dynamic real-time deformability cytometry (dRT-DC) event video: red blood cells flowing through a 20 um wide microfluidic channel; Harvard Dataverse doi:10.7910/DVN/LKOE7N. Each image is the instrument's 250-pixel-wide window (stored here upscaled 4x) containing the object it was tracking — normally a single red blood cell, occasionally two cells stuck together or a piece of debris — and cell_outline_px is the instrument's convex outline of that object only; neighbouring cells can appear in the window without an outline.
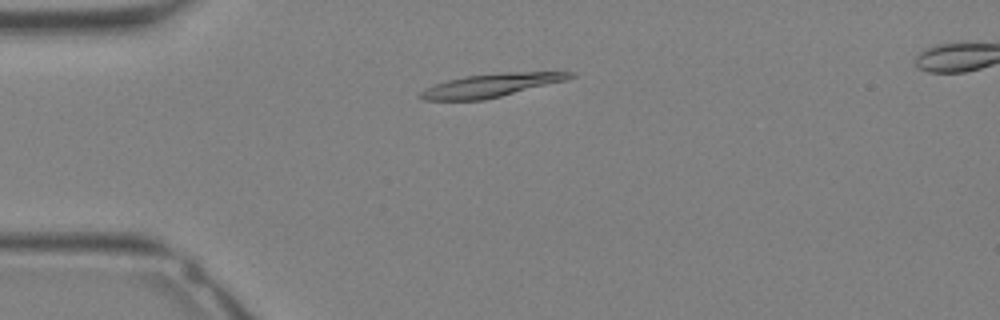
{"species": "Egyptian fruit bat (a non-hibernating species)", "species_latin": "Rousettus aegyptiacus", "temperature_condition": "warm", "stored_images_in_passage": 29, "camera_frame_rate_fps": 3000, "um_per_image_px": 0.085, "animal": {"sex": "female"}, "frame": {"image": 1, "passage_image": 5, "time_ms": 1.333, "image_size_px": [1000, 320], "cell_outline_px": [[576, 76], [564, 80], [484, 100], [424, 100], [420, 96], [420, 92], [424, 88], [448, 80], [464, 76], [500, 72], [576, 72]], "centroid_in_image_um": [41.7, 7.24], "position_along_channel_um": 43.3, "area_um2": 20.0}}
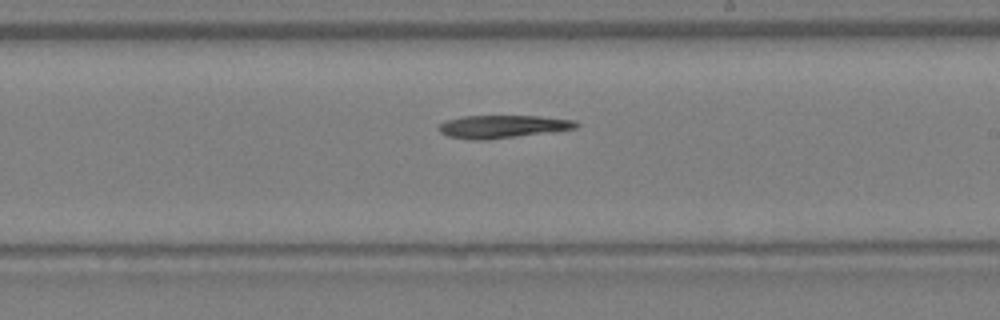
{"frame": {"image": 2, "passage_image": 16, "time_ms": 5.0, "image_size_px": [1000, 320], "cell_outline_px": [[580, 124], [576, 128], [484, 140], [476, 140], [448, 136], [440, 132], [436, 128], [444, 120], [464, 116], [536, 116], [576, 120]], "centroid_in_image_um": [42.66, 10.74], "position_along_channel_um": 246.3, "area_um2": 18.03}}
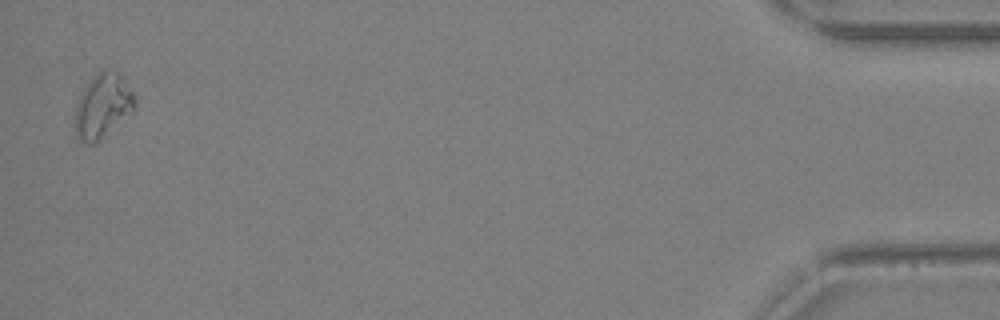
{"frame": {"image": 3, "passage_image": 29, "time_ms": 9.333, "image_size_px": [1000, 320], "cell_outline_px": [[132, 112], [100, 140], [92, 144], [88, 144], [80, 140], [76, 136], [76, 104], [84, 88], [100, 72], [116, 72], [120, 76], [132, 92]], "centroid_in_image_um": [8.69, 9.08], "position_along_channel_um": 426.5, "area_um2": 21.15}}